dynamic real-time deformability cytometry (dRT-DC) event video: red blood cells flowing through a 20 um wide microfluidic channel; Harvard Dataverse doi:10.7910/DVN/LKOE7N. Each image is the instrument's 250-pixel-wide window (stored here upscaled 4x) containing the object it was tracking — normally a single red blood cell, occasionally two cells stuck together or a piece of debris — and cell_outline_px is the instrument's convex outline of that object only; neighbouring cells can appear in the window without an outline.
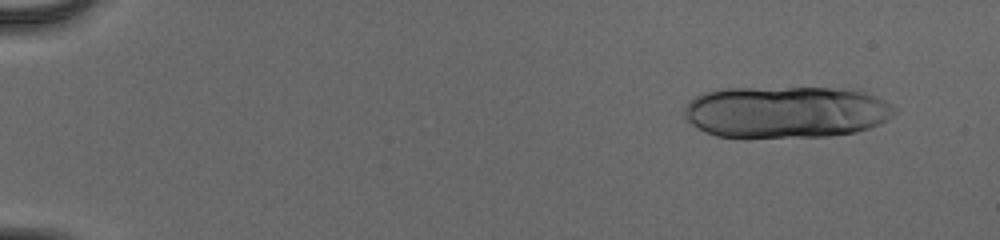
{"species": "human", "species_latin": "Homo sapiens", "temperature_condition": "cold", "stored_images_in_passage": 21, "camera_frame_rate_fps": 3000, "um_per_image_px": 0.085, "donor": {"sex": "male"}, "frame": {"image": 1, "passage_image": 5, "time_ms": 1.333, "image_size_px": [1000, 240], "cell_outline_px": [[900, 108], [892, 116], [868, 128], [856, 132], [828, 136], [744, 140], [716, 136], [704, 132], [692, 124], [684, 116], [684, 108], [688, 100], [704, 92], [724, 88], [832, 88], [864, 92], [884, 100]], "centroid_in_image_um": [66.74, 9.55], "position_along_channel_um": 18.3, "area_um2": 64.85}}